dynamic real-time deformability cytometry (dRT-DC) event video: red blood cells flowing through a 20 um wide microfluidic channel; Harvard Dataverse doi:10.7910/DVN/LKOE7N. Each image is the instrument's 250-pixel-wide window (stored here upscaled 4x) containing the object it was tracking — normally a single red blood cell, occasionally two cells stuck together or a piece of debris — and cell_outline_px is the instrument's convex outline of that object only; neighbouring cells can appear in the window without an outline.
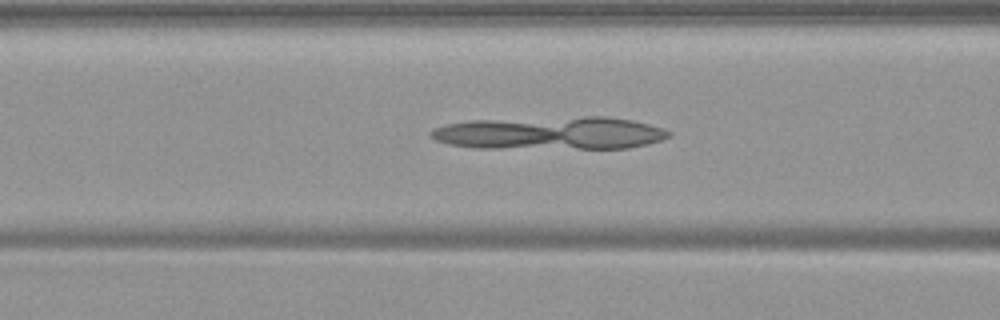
{"species": "common noctule bat (a hibernating species)", "species_latin": "Nyctalus noctula", "temperature_condition": "warm", "stored_images_in_passage": 53, "camera_frame_rate_fps": 3000, "um_per_image_px": 0.085, "animal": {"sex": "female", "body_mass_g": 19.9}, "frame": {"image": 1, "passage_image": 21, "time_ms": 6.667, "image_size_px": [1000, 320], "cell_outline_px": [[672, 136], [648, 144], [628, 148], [476, 148], [448, 144], [436, 140], [428, 136], [428, 132], [432, 128], [444, 124], [468, 120], [584, 116], [604, 116], [632, 120], [664, 128], [672, 132]], "centroid_in_image_um": [46.73, 11.31], "position_along_channel_um": 119.9, "area_um2": 46.18}}
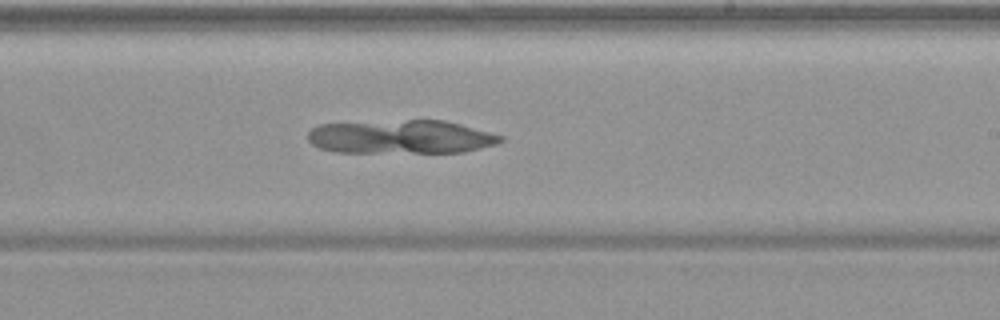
{"frame": {"image": 2, "passage_image": 32, "time_ms": 10.333, "image_size_px": [1000, 320], "cell_outline_px": [[504, 140], [496, 144], [464, 152], [336, 152], [320, 148], [312, 144], [308, 140], [308, 132], [312, 128], [320, 124], [408, 120], [444, 120], [460, 124], [504, 136]], "centroid_in_image_um": [34.09, 11.63], "position_along_channel_um": 254.9, "area_um2": 37.63}}
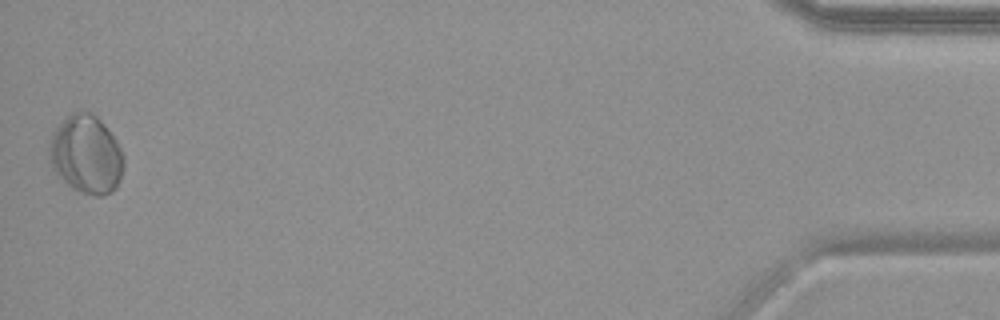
{"frame": {"image": 3, "passage_image": 53, "time_ms": 17.333, "image_size_px": [1000, 320], "cell_outline_px": [[124, 168], [120, 180], [116, 188], [112, 192], [104, 196], [96, 196], [80, 192], [72, 188], [56, 176], [52, 168], [48, 152], [48, 144], [52, 132], [72, 112], [80, 108], [92, 112], [104, 124], [116, 140], [124, 156]], "centroid_in_image_um": [7.32, 13.13], "position_along_channel_um": 427.9, "area_um2": 34.68}}